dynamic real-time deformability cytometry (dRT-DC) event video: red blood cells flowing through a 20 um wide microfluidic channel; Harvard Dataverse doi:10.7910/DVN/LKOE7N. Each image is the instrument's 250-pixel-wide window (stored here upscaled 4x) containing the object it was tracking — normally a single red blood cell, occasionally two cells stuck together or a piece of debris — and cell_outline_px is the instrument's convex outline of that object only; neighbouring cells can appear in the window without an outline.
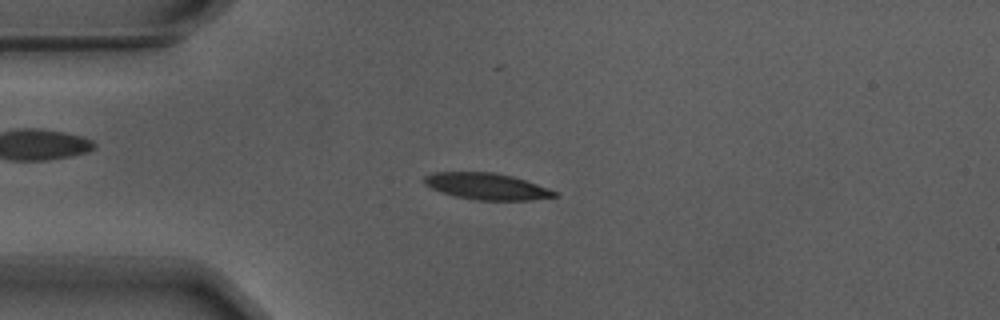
{"species": "Egyptian fruit bat (a non-hibernating species)", "species_latin": "Rousettus aegyptiacus", "temperature_condition": "warm", "stored_images_in_passage": 56, "camera_frame_rate_fps": 3000, "um_per_image_px": 0.085, "animal": {"sex": "male"}, "frame": {"image": 1, "passage_image": 13, "time_ms": 4.0, "image_size_px": [1000, 320], "cell_outline_px": [[556, 196], [532, 200], [476, 200], [456, 196], [440, 192], [424, 184], [420, 180], [424, 176], [432, 172], [496, 172], [512, 176], [548, 188], [556, 192]], "centroid_in_image_um": [41.3, 15.83], "position_along_channel_um": 43.7, "area_um2": 20.11}}
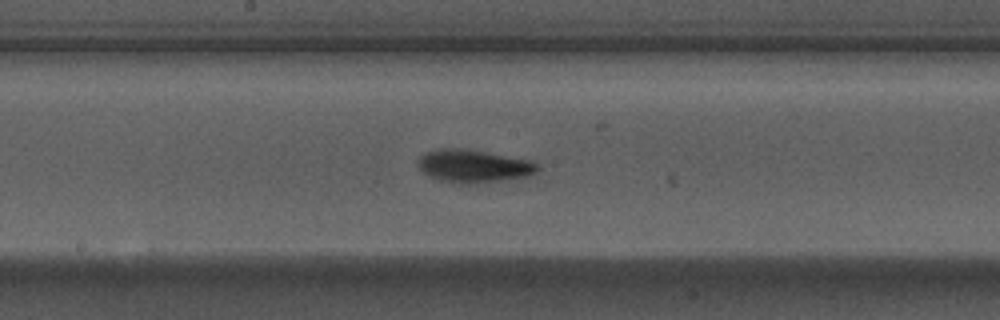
{"frame": {"image": 2, "passage_image": 28, "time_ms": 9.0, "image_size_px": [1000, 320], "cell_outline_px": [[540, 168], [536, 172], [528, 176], [500, 180], [468, 184], [460, 184], [440, 180], [428, 176], [420, 168], [420, 156], [428, 152], [440, 148], [452, 148], [480, 152], [532, 160]], "centroid_in_image_um": [40.26, 14.14], "position_along_channel_um": 207.9, "area_um2": 22.2}}
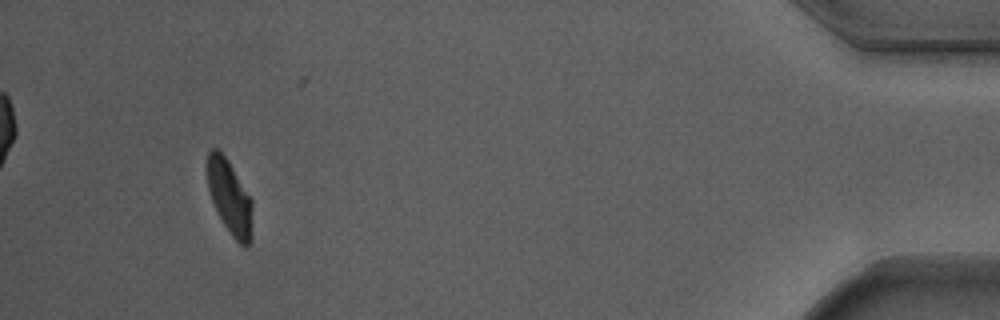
{"frame": {"image": 3, "passage_image": 51, "time_ms": 16.667, "image_size_px": [1000, 320], "cell_outline_px": [[252, 240], [244, 248], [232, 236], [224, 224], [212, 200], [208, 188], [208, 152], [212, 148], [216, 148], [228, 160], [252, 200]], "centroid_in_image_um": [19.55, 16.8], "position_along_channel_um": 415.6, "area_um2": 19.19}, "authors_computed_cell_mechanics": {"area_um2": 20.8658, "velocity_mm_per_s": 3.6802, "shape_relaxation_time_tau1_ms": 3.5482, "shape_relaxation_time_tau2_ms": 2.1205, "deformation_change_tau1": 0.1724, "deformation_change_tau2": 0.0878}}